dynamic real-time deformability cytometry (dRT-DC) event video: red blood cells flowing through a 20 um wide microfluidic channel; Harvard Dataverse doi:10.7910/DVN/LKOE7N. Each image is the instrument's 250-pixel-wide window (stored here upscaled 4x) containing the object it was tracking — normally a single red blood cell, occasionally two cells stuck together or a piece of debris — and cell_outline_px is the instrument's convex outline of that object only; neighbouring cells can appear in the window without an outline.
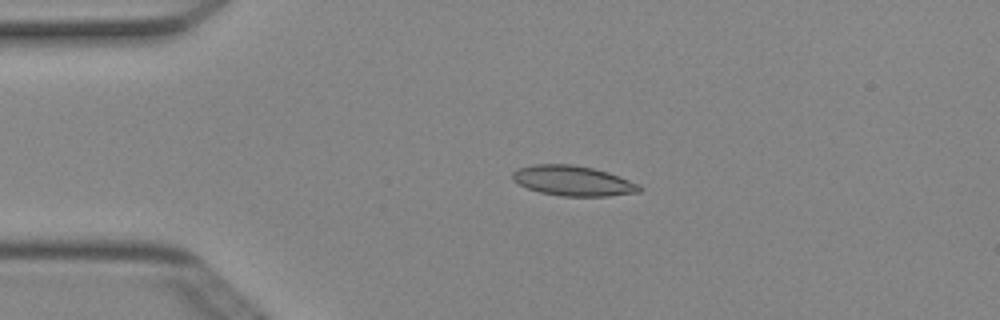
{"species": "Egyptian fruit bat (a non-hibernating species)", "species_latin": "Rousettus aegyptiacus", "temperature_condition": "cold", "stored_images_in_passage": 3, "camera_frame_rate_fps": 3000, "um_per_image_px": 0.085, "animal": {"sex": "female"}, "frame": {"image": 1, "passage_image": 2, "time_ms": 0.333, "image_size_px": [1000, 320], "cell_outline_px": [[644, 188], [640, 192], [608, 196], [564, 196], [540, 192], [528, 188], [512, 180], [512, 172], [516, 168], [536, 164], [572, 164], [592, 168], [608, 172], [620, 176], [640, 184]], "centroid_in_image_um": [48.73, 15.36], "position_along_channel_um": 36.3, "area_um2": 22.37}}